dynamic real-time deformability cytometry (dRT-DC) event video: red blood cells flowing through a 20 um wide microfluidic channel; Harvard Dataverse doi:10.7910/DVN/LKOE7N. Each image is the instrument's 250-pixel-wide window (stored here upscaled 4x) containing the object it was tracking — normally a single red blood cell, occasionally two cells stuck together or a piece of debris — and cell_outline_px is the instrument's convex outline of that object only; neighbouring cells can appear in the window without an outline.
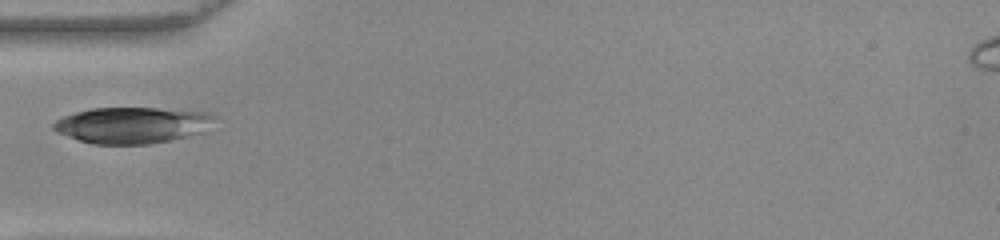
{"species": "common noctule bat (a hibernating species)", "species_latin": "Nyctalus noctula", "temperature_condition": "warm", "stored_images_in_passage": 22, "camera_frame_rate_fps": 3000, "um_per_image_px": 0.085, "animal": {"sex": "female", "body_mass_g": 22.0, "forearm_length_mm": 56.7}, "frame": {"image": 1, "passage_image": 1, "time_ms": 0.0, "image_size_px": [1000, 240], "cell_outline_px": [[216, 116], [200, 132], [168, 140], [148, 144], [92, 144], [56, 132], [52, 128], [52, 124], [56, 120], [64, 116], [76, 112], [92, 108], [156, 108], [212, 112]], "centroid_in_image_um": [11.18, 10.62], "position_along_channel_um": 73.8, "area_um2": 33.52}}